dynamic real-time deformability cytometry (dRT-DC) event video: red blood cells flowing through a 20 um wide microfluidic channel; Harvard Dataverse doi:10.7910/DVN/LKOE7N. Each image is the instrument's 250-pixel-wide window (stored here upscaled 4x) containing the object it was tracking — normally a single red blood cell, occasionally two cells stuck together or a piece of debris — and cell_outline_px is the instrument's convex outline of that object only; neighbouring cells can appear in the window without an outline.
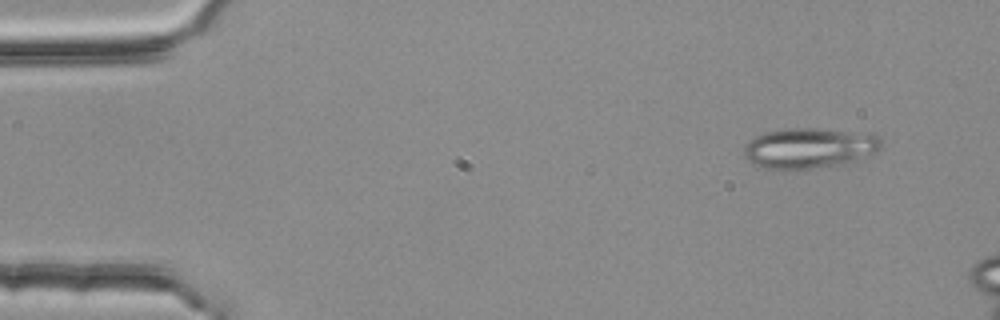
{"species": "common noctule bat (a hibernating species)", "species_latin": "Nyctalus noctula", "temperature_condition": "room temperature", "stored_images_in_passage": 5, "camera_frame_rate_fps": 3000, "um_per_image_px": 0.085, "animal": {"sex": "female", "body_mass_g": 25.1}, "frame": {"image": 1, "passage_image": 2, "time_ms": 0.333, "image_size_px": [1000, 320], "cell_outline_px": [[884, 144], [876, 152], [856, 160], [844, 164], [780, 172], [764, 168], [752, 164], [744, 156], [744, 144], [748, 140], [764, 132], [788, 128], [820, 128], [872, 132], [880, 136]], "centroid_in_image_um": [68.8, 12.59], "position_along_channel_um": 16.2, "area_um2": 33.52}}